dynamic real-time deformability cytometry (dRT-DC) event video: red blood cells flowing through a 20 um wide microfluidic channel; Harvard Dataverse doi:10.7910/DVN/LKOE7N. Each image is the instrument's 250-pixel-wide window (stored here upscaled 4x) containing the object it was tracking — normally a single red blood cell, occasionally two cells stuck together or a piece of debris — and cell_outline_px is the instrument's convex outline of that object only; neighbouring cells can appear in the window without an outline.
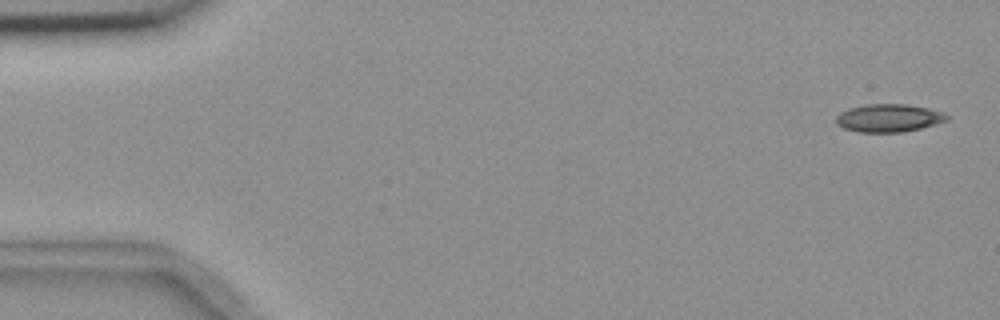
{"species": "common noctule bat (a hibernating species)", "species_latin": "Nyctalus noctula", "temperature_condition": "room temperature", "stored_images_in_passage": 4, "camera_frame_rate_fps": 3000, "um_per_image_px": 0.085, "animal": {"sex": "female", "body_mass_g": 18.4}, "frame": {"image": 1, "passage_image": 1, "time_ms": 0.0, "image_size_px": [1000, 320], "cell_outline_px": [[948, 120], [936, 124], [904, 132], [860, 132], [844, 128], [836, 124], [836, 116], [840, 112], [852, 108], [868, 104], [904, 104], [928, 108], [940, 112], [948, 116]], "centroid_in_image_um": [75.53, 10.04], "position_along_channel_um": 9.5, "area_um2": 17.8}}
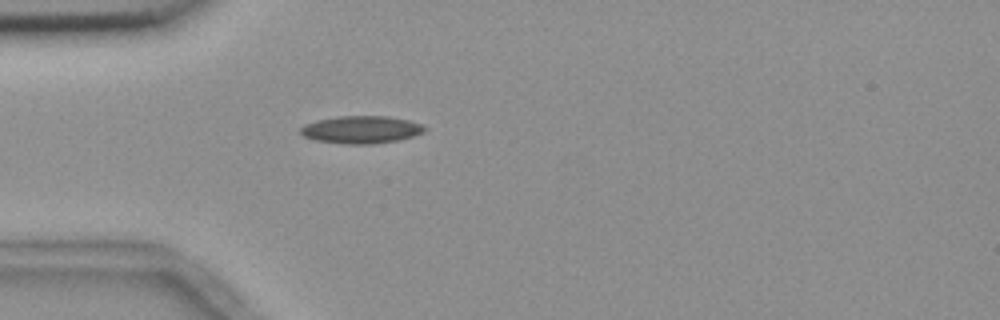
{"frame": {"image": 2, "passage_image": 4, "time_ms": 4.667, "image_size_px": [1000, 320], "cell_outline_px": [[428, 128], [424, 132], [400, 140], [372, 144], [344, 144], [316, 140], [304, 136], [300, 132], [300, 128], [304, 124], [316, 120], [336, 116], [388, 116], [408, 120], [420, 124]], "centroid_in_image_um": [30.7, 11.01], "position_along_channel_um": 54.3, "area_um2": 20.0}}